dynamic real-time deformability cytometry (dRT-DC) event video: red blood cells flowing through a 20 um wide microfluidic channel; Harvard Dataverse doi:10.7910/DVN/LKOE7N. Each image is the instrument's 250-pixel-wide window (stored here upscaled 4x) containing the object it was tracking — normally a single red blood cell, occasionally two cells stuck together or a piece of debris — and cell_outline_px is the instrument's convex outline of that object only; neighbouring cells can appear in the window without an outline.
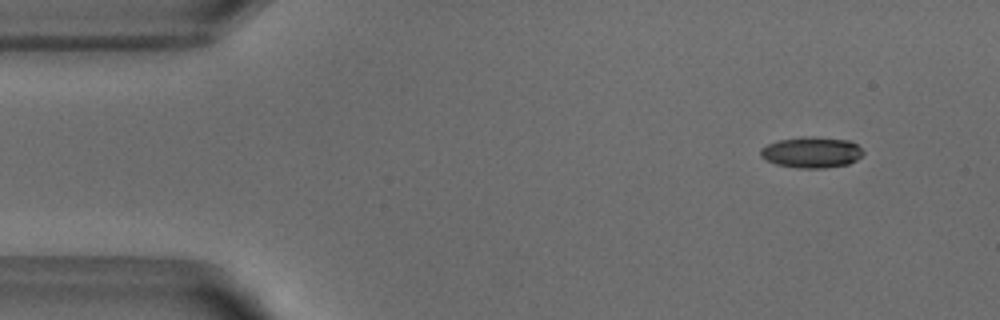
{"species": "common noctule bat (a hibernating species)", "species_latin": "Nyctalus noctula", "temperature_condition": "warm", "stored_images_in_passage": 8, "camera_frame_rate_fps": 3000, "um_per_image_px": 0.085, "animal": {"sex": "male", "body_mass_g": 18.8}, "frame": {"image": 1, "passage_image": 1, "time_ms": 0.0, "image_size_px": [1000, 320], "cell_outline_px": [[864, 152], [856, 160], [848, 164], [824, 168], [800, 168], [776, 164], [764, 160], [760, 156], [760, 148], [768, 144], [780, 140], [812, 136], [848, 140], [856, 144]], "centroid_in_image_um": [68.96, 12.95], "position_along_channel_um": 16.0, "area_um2": 18.38}}